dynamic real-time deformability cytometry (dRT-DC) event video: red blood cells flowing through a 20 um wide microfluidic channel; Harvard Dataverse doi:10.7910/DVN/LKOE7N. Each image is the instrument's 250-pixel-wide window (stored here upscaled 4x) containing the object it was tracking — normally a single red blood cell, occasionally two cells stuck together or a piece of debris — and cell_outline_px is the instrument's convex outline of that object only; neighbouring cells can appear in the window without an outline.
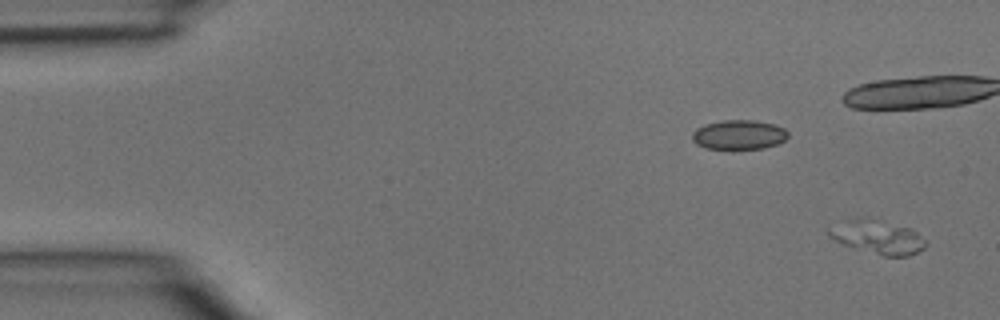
{"species": "common noctule bat (a hibernating species)", "species_latin": "Nyctalus noctula", "temperature_condition": "room temperature", "stored_images_in_passage": 4, "camera_frame_rate_fps": 3000, "um_per_image_px": 0.085, "animal": {"sex": "male", "body_mass_g": 15.6}, "frame": {"image": 1, "passage_image": 1, "time_ms": 0.0, "image_size_px": [1000, 320], "cell_outline_px": [[928, 240], [924, 248], [908, 256], [884, 256], [840, 244], [828, 236], [828, 224], [860, 216], [908, 228], [916, 232]], "centroid_in_image_um": [74.51, 20.14], "position_along_channel_um": 10.5, "area_um2": 19.25}}